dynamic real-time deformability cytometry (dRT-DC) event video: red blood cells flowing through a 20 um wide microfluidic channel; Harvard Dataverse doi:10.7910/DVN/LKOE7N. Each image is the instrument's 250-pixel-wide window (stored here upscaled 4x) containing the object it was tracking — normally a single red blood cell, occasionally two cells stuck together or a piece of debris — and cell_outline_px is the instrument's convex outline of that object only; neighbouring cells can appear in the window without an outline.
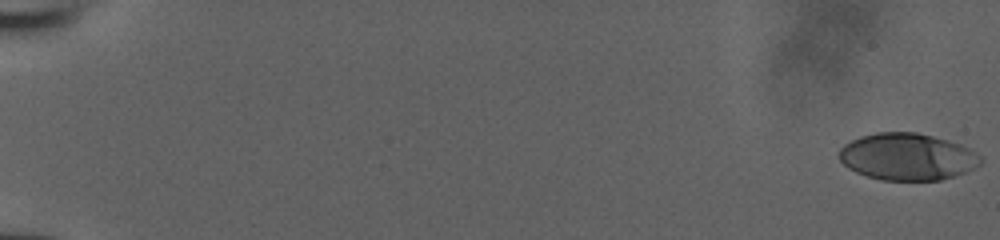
{"species": "human", "species_latin": "Homo sapiens", "temperature_condition": "room temperature", "stored_images_in_passage": 53, "camera_frame_rate_fps": 3000, "um_per_image_px": 0.085, "donor": {"sex": "male"}, "frame": {"image": 1, "passage_image": 1, "time_ms": 0.0, "image_size_px": [1000, 240], "cell_outline_px": [[984, 160], [980, 164], [956, 176], [940, 180], [880, 180], [856, 172], [848, 168], [840, 160], [840, 148], [844, 144], [860, 136], [876, 132], [916, 132], [948, 140], [960, 144], [976, 152]], "centroid_in_image_um": [77.13, 13.32], "position_along_channel_um": 7.9, "area_um2": 38.67}}
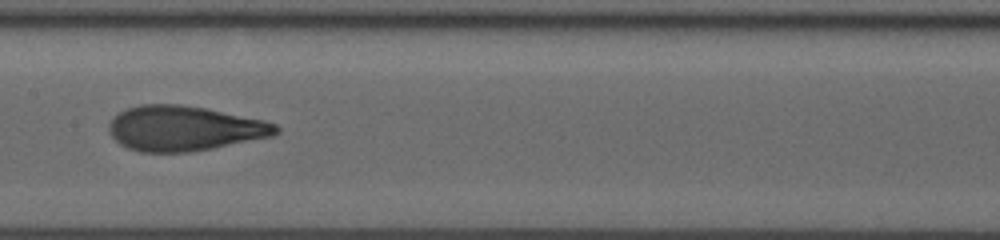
{"frame": {"image": 2, "passage_image": 30, "time_ms": 9.667, "image_size_px": [1000, 240], "cell_outline_px": [[280, 132], [272, 136], [212, 148], [188, 152], [140, 152], [128, 148], [120, 144], [108, 132], [108, 124], [120, 112], [128, 108], [140, 104], [180, 104], [204, 108], [264, 120], [276, 124], [280, 128]], "centroid_in_image_um": [15.65, 10.91], "position_along_channel_um": 191.7, "area_um2": 43.58}}
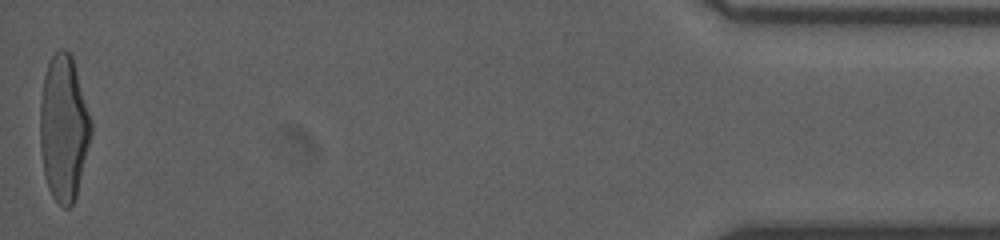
{"frame": {"image": 3, "passage_image": 53, "time_ms": 17.333, "image_size_px": [1000, 240], "cell_outline_px": [[92, 132], [76, 196], [72, 204], [68, 208], [64, 208], [52, 196], [48, 188], [44, 176], [40, 148], [40, 104], [44, 76], [48, 64], [52, 56], [60, 48], [64, 48], [72, 56], [92, 120]], "centroid_in_image_um": [5.41, 10.89], "position_along_channel_um": 429.8, "area_um2": 43.23}}